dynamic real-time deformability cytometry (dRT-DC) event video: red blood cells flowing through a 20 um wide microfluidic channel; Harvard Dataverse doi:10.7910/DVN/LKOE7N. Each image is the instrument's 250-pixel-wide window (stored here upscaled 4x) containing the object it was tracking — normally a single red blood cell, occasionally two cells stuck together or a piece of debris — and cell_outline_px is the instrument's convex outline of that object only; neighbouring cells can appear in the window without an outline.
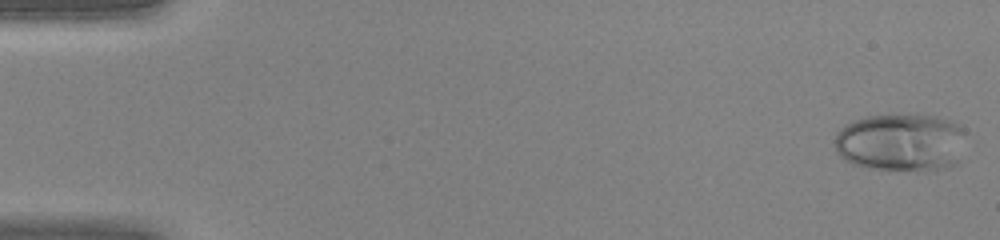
{"species": "human", "species_latin": "Homo sapiens", "temperature_condition": "warm", "stored_images_in_passage": 44, "camera_frame_rate_fps": 3000, "um_per_image_px": 0.085, "donor": {"sex": "female"}, "frame": {"image": 1, "passage_image": 1, "time_ms": 0.0, "image_size_px": [1000, 240], "cell_outline_px": [[964, 132], [960, 160], [956, 164], [948, 168], [924, 172], [864, 168], [852, 164], [844, 160], [836, 152], [836, 132], [844, 124], [852, 120], [868, 116], [936, 116], [952, 120], [964, 128]], "centroid_in_image_um": [76.58, 12.15], "position_along_channel_um": 8.4, "area_um2": 44.97}}
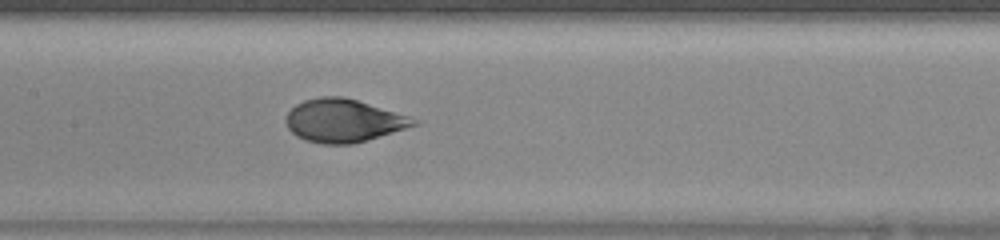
{"frame": {"image": 2, "passage_image": 22, "time_ms": 7.0, "image_size_px": [1000, 240], "cell_outline_px": [[424, 120], [420, 124], [352, 144], [320, 144], [304, 140], [296, 136], [288, 128], [284, 120], [288, 112], [296, 104], [304, 100], [320, 96], [344, 96]], "centroid_in_image_um": [29.22, 10.25], "position_along_channel_um": 178.2, "area_um2": 32.37}}
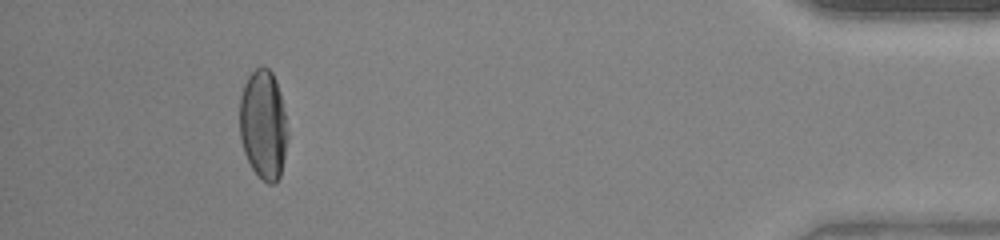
{"frame": {"image": 3, "passage_image": 41, "time_ms": 13.333, "image_size_px": [1000, 240], "cell_outline_px": [[288, 136], [280, 176], [276, 184], [268, 184], [252, 168], [244, 152], [240, 136], [240, 96], [244, 84], [248, 76], [260, 64], [264, 64], [272, 72], [276, 80], [280, 92], [284, 112]], "centroid_in_image_um": [22.38, 10.56], "position_along_channel_um": 412.8, "area_um2": 30.63}}